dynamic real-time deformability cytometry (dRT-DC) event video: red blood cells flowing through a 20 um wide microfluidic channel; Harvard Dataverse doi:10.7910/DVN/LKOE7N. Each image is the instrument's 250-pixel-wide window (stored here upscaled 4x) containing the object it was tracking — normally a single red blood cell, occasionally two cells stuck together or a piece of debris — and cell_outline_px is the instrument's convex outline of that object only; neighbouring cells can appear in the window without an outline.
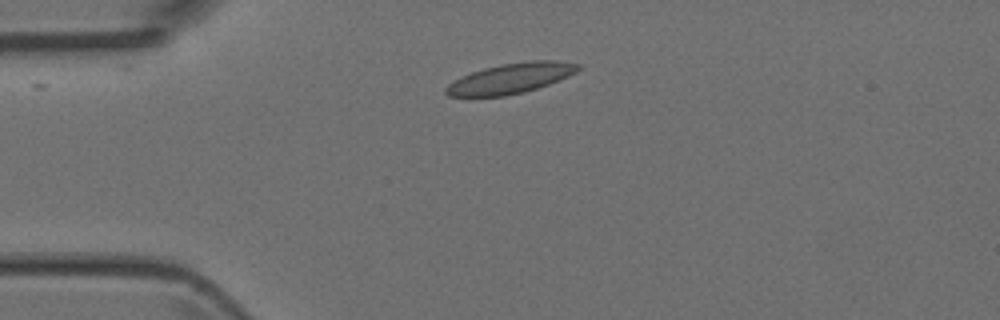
{"species": "Egyptian fruit bat (a non-hibernating species)", "species_latin": "Rousettus aegyptiacus", "temperature_condition": "room temperature", "stored_images_in_passage": 3, "camera_frame_rate_fps": 3000, "um_per_image_px": 0.085, "animal": {"sex": "female"}, "frame": {"image": 1, "passage_image": 2, "time_ms": 1.333, "image_size_px": [1000, 320], "cell_outline_px": [[580, 68], [576, 72], [568, 76], [548, 84], [524, 92], [504, 96], [448, 96], [444, 92], [444, 88], [448, 84], [460, 76], [484, 68], [500, 64], [528, 60], [556, 60], [580, 64]], "centroid_in_image_um": [43.39, 6.65], "position_along_channel_um": 41.6, "area_um2": 23.29}}